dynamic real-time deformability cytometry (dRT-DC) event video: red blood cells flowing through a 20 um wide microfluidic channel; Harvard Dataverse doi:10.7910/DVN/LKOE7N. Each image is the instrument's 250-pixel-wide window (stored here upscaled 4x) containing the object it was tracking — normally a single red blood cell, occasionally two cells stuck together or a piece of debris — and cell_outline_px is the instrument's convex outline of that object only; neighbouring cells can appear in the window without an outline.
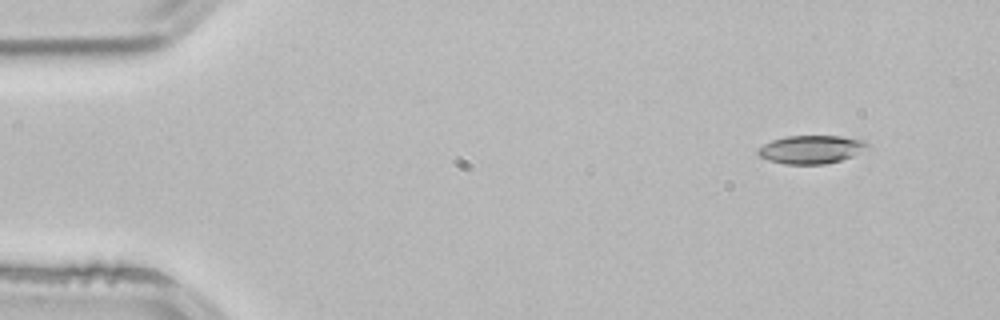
{"species": "common noctule bat (a hibernating species)", "species_latin": "Nyctalus noctula", "temperature_condition": "room temperature", "stored_images_in_passage": 3, "camera_frame_rate_fps": 3000, "um_per_image_px": 0.085, "animal": {"sex": "male", "body_mass_g": 21.5, "forearm_length_mm": 52.0}, "frame": {"image": 1, "passage_image": 1, "time_ms": 0.0, "image_size_px": [1000, 320], "cell_outline_px": [[872, 148], [852, 156], [840, 160], [824, 164], [784, 164], [768, 160], [760, 156], [756, 152], [764, 144], [772, 140], [788, 136], [840, 136], [864, 140]], "centroid_in_image_um": [69.0, 12.7], "position_along_channel_um": 16.0, "area_um2": 18.03}}
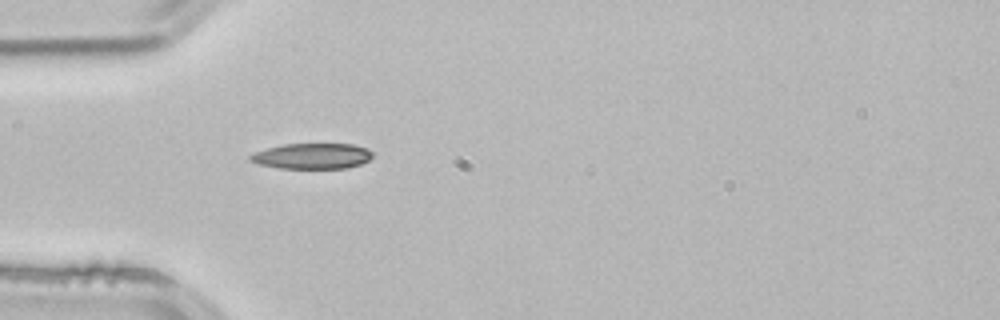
{"frame": {"image": 2, "passage_image": 3, "time_ms": 0.667, "image_size_px": [1000, 320], "cell_outline_px": [[372, 156], [368, 160], [360, 164], [348, 168], [276, 168], [260, 164], [248, 160], [248, 156], [256, 152], [268, 148], [284, 144], [352, 144], [368, 148], [372, 152]], "centroid_in_image_um": [26.54, 13.27], "position_along_channel_um": 58.5, "area_um2": 18.21}}